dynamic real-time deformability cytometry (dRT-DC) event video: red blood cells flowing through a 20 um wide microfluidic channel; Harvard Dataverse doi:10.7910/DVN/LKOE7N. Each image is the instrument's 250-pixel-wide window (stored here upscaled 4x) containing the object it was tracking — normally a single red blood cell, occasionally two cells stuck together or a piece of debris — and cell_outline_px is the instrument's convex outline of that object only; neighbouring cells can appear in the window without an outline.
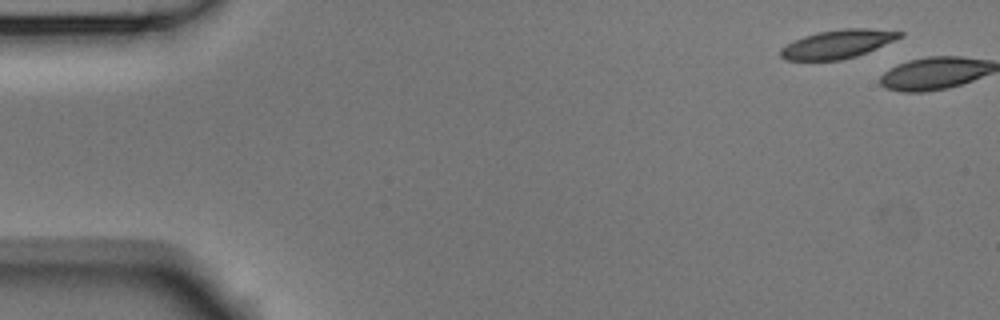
{"species": "Egyptian fruit bat (a non-hibernating species)", "species_latin": "Rousettus aegyptiacus", "temperature_condition": "room temperature", "stored_images_in_passage": 2, "camera_frame_rate_fps": 3000, "um_per_image_px": 0.085, "animal": {"sex": "male"}, "frame": {"image": 1, "passage_image": 1, "time_ms": 0.0, "image_size_px": [1000, 320], "cell_outline_px": [[904, 36], [856, 56], [840, 60], [784, 60], [780, 56], [780, 48], [804, 36], [820, 32], [844, 28], [864, 28], [904, 32]], "centroid_in_image_um": [71.19, 3.75], "position_along_channel_um": 13.8, "area_um2": 19.48}}